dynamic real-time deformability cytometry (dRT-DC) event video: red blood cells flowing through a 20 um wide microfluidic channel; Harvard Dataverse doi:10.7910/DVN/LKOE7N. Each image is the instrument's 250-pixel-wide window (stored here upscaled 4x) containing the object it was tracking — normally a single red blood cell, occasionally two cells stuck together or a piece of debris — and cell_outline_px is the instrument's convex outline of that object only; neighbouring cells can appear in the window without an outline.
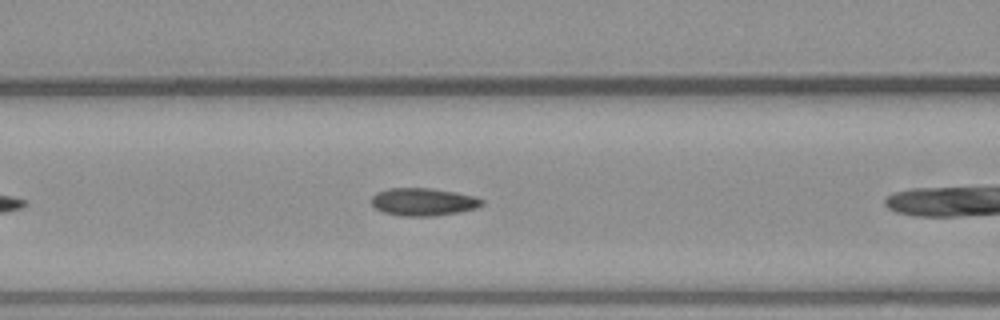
{"species": "common noctule bat (a hibernating species)", "species_latin": "Nyctalus noctula", "temperature_condition": "warm", "stored_images_in_passage": 10, "camera_frame_rate_fps": 3000, "um_per_image_px": 0.085, "animal": {"sex": "male", "body_mass_g": 23.1, "forearm_length_mm": 52.7}, "frame": {"image": 1, "passage_image": 9, "time_ms": 2.667, "image_size_px": [1000, 320], "cell_outline_px": [[484, 204], [476, 208], [460, 212], [436, 216], [400, 216], [384, 212], [376, 208], [372, 204], [372, 196], [376, 192], [388, 188], [428, 188], [456, 192], [476, 196], [484, 200]], "centroid_in_image_um": [36.0, 17.16], "position_along_channel_um": 130.6, "area_um2": 17.98}}